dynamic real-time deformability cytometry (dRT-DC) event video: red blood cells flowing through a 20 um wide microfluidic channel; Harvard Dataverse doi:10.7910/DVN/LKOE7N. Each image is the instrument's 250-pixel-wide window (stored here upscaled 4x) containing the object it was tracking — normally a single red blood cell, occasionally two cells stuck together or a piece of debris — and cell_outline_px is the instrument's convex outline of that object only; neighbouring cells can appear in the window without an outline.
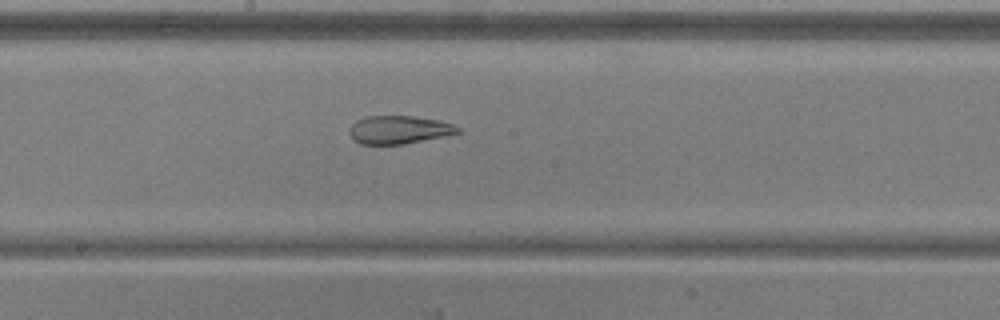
{"species": "common noctule bat (a hibernating species)", "species_latin": "Nyctalus noctula", "temperature_condition": "warm", "stored_images_in_passage": 42, "camera_frame_rate_fps": 3000, "um_per_image_px": 0.085, "animal": {"sex": "male", "body_mass_g": 20.5, "forearm_length_mm": 52.5}, "frame": {"image": 1, "passage_image": 18, "time_ms": 5.667, "image_size_px": [1000, 320], "cell_outline_px": [[460, 132], [444, 136], [404, 144], [360, 144], [352, 140], [348, 132], [352, 124], [356, 120], [364, 116], [412, 116], [440, 120], [452, 124], [460, 128]], "centroid_in_image_um": [33.87, 11.03], "position_along_channel_um": 214.3, "area_um2": 17.86}, "authors_computed_cell_mechanics": {"area_um2": 18.2359, "velocity_mm_per_s": 3.7678, "shape_relaxation_time_tau1_ms": null, "shape_relaxation_time_tau2_ms": 2.3664, "deformation_change_tau1": null, "deformation_change_tau2": 0.1015}}